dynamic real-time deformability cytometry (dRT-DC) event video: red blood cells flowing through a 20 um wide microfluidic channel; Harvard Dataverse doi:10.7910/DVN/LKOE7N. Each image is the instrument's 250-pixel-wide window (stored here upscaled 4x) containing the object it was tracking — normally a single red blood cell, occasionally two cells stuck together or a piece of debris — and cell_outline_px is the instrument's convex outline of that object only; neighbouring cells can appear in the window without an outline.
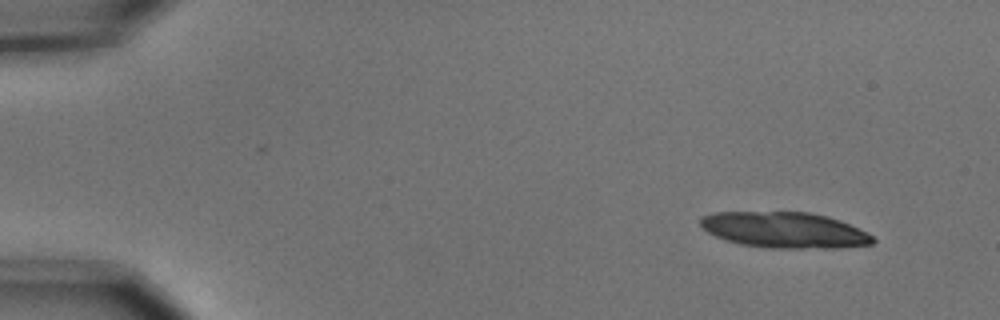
{"species": "common noctule bat (a hibernating species)", "species_latin": "Nyctalus noctula", "temperature_condition": "cold", "stored_images_in_passage": 6, "camera_frame_rate_fps": 3000, "um_per_image_px": 0.085, "animal": {"sex": "male", "body_mass_g": 15.6}, "frame": {"image": 1, "passage_image": 1, "time_ms": 0.0, "image_size_px": [1000, 320], "cell_outline_px": [[876, 240], [872, 244], [836, 248], [768, 248], [740, 244], [724, 240], [708, 232], [700, 224], [700, 220], [704, 216], [716, 212], [808, 212], [828, 216], [840, 220], [872, 236]], "centroid_in_image_um": [66.67, 19.56], "position_along_channel_um": 18.3, "area_um2": 35.84}}
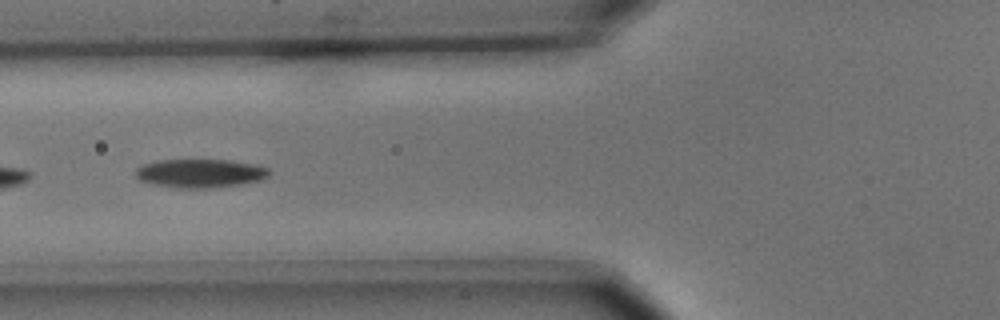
{"frame": {"image": 2, "passage_image": 6, "time_ms": 1.667, "image_size_px": [1000, 320], "cell_outline_px": [[272, 172], [268, 176], [260, 180], [240, 184], [212, 188], [180, 188], [156, 184], [140, 180], [136, 176], [136, 168], [144, 164], [156, 160], [228, 160], [256, 164], [268, 168]], "centroid_in_image_um": [17.05, 14.72], "position_along_channel_um": 108.7, "area_um2": 22.2}}